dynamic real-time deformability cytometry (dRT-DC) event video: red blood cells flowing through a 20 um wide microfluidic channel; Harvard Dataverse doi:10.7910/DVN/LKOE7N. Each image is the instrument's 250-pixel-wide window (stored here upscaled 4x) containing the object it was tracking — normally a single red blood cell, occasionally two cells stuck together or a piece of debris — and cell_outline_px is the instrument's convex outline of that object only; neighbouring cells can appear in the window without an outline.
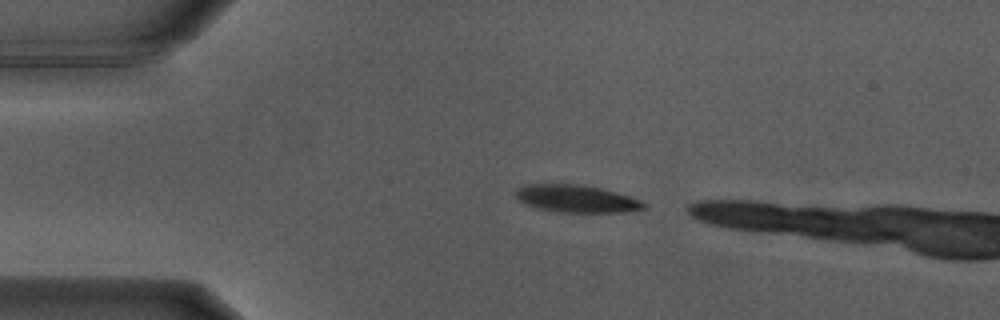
{"species": "Egyptian fruit bat (a non-hibernating species)", "species_latin": "Rousettus aegyptiacus", "temperature_condition": "warm", "stored_images_in_passage": 6, "camera_frame_rate_fps": 3000, "um_per_image_px": 0.085, "animal": {"sex": "male"}, "frame": {"image": 1, "passage_image": 1, "time_ms": 0.0, "image_size_px": [1000, 320], "cell_outline_px": [[648, 208], [624, 212], [560, 212], [540, 208], [528, 204], [520, 200], [516, 196], [516, 188], [524, 184], [580, 184], [600, 188], [632, 196], [648, 204]], "centroid_in_image_um": [49.07, 16.88], "position_along_channel_um": 35.9, "area_um2": 20.46}}